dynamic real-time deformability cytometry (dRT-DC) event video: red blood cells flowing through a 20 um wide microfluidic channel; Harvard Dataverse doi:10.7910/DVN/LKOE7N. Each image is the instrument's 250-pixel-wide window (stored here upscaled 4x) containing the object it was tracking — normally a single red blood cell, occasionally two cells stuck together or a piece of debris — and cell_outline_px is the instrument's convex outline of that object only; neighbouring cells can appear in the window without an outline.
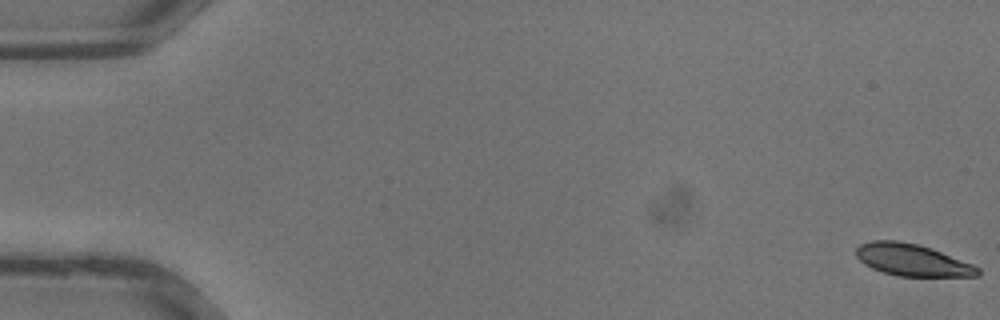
{"species": "common noctule bat (a hibernating species)", "species_latin": "Nyctalus noctula", "temperature_condition": "warm", "stored_images_in_passage": 36, "camera_frame_rate_fps": 3000, "um_per_image_px": 0.085, "animal": {"sex": "male", "body_mass_g": 13.3}, "frame": {"image": 1, "passage_image": 1, "time_ms": 0.0, "image_size_px": [1000, 320], "cell_outline_px": [[980, 276], [896, 276], [872, 268], [864, 264], [856, 256], [856, 248], [860, 244], [872, 240], [896, 240], [920, 244], [932, 248], [972, 264], [980, 268]], "centroid_in_image_um": [77.53, 22.09], "position_along_channel_um": 7.5, "area_um2": 22.72}}
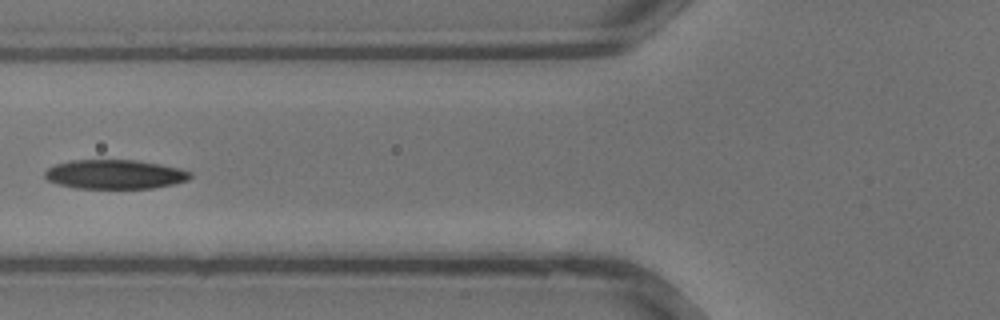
{"frame": {"image": 2, "passage_image": 15, "time_ms": 4.667, "image_size_px": [1000, 320], "cell_outline_px": [[192, 176], [188, 180], [172, 184], [152, 188], [76, 188], [60, 184], [48, 180], [44, 176], [44, 172], [48, 168], [56, 164], [72, 160], [136, 160], [160, 164], [180, 168], [192, 172]], "centroid_in_image_um": [9.78, 14.81], "position_along_channel_um": 116.0, "area_um2": 24.68}}
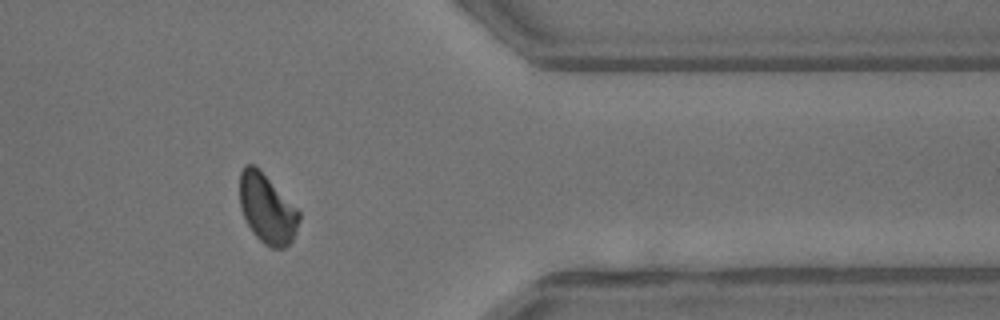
{"frame": {"image": 3, "passage_image": 30, "time_ms": 9.667, "image_size_px": [1000, 320], "cell_outline_px": [[300, 220], [292, 240], [284, 248], [272, 248], [264, 244], [252, 232], [240, 208], [240, 172], [248, 164], [256, 164], [260, 168], [300, 212]], "centroid_in_image_um": [22.7, 17.73], "position_along_channel_um": 388.7, "area_um2": 23.93}}